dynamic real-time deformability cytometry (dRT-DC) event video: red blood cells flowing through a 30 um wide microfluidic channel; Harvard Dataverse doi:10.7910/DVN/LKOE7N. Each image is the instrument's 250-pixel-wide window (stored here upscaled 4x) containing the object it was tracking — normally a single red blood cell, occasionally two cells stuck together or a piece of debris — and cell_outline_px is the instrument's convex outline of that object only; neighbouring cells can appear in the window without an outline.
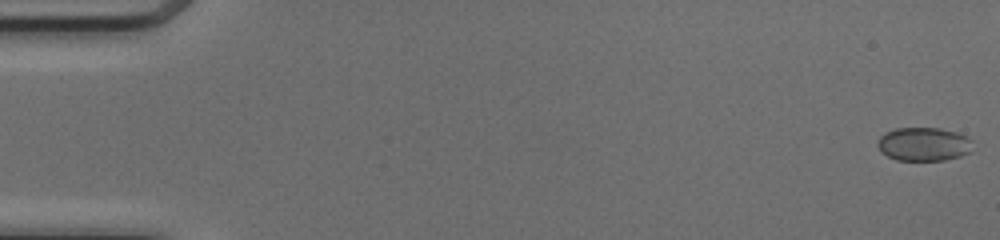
{"species": "common noctule bat (a hibernating species)", "species_latin": "Nyctalus noctula", "temperature_condition": "cold", "stored_images_in_passage": 51, "camera_frame_rate_fps": 3000, "um_per_image_px": 0.085, "animal": {"sex": "female", "body_mass_g": 17.0, "forearm_length_mm": 48.0}, "frame": {"image": 1, "passage_image": 1, "time_ms": 0.0, "image_size_px": [1000, 240], "cell_outline_px": [[972, 152], [960, 156], [944, 160], [896, 160], [880, 152], [876, 144], [880, 136], [896, 128], [940, 128], [956, 132], [968, 136], [972, 140]], "centroid_in_image_um": [78.54, 12.25], "position_along_channel_um": 6.5, "area_um2": 18.79}}
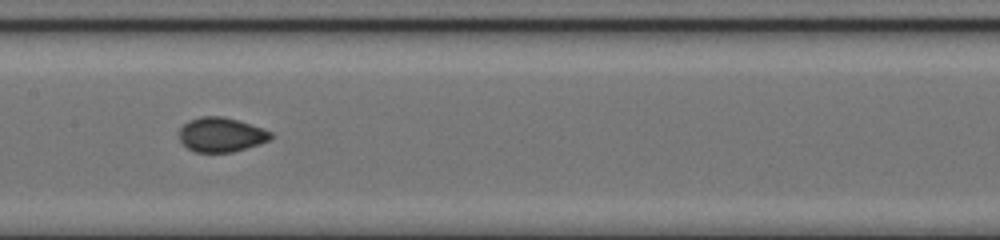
{"frame": {"image": 2, "passage_image": 26, "time_ms": 8.333, "image_size_px": [1000, 240], "cell_outline_px": [[272, 136], [268, 140], [260, 144], [232, 152], [196, 152], [188, 148], [180, 140], [180, 128], [188, 120], [200, 116], [224, 116], [272, 132]], "centroid_in_image_um": [18.77, 11.45], "position_along_channel_um": 188.6, "area_um2": 18.15}}
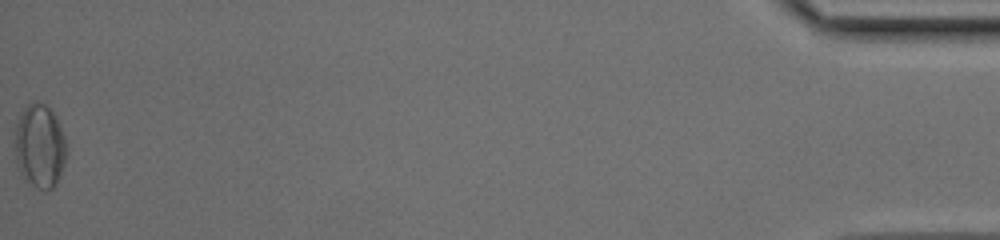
{"frame": {"image": 3, "passage_image": 51, "time_ms": 16.667, "image_size_px": [1000, 240], "cell_outline_px": [[64, 164], [60, 176], [56, 184], [52, 188], [44, 192], [36, 188], [24, 180], [20, 172], [16, 160], [16, 124], [20, 112], [32, 100], [36, 100], [44, 104], [56, 116], [64, 136]], "centroid_in_image_um": [3.36, 12.43], "position_along_channel_um": 431.8, "area_um2": 25.09}, "authors_computed_cell_mechanics": {"area_um2": 18.6116, "velocity_mm_per_s": 4.1434, "shape_relaxation_time_tau1_ms": 7.032, "shape_relaxation_time_tau2_ms": null, "deformation_change_tau1": 0.11, "deformation_change_tau2": null}}